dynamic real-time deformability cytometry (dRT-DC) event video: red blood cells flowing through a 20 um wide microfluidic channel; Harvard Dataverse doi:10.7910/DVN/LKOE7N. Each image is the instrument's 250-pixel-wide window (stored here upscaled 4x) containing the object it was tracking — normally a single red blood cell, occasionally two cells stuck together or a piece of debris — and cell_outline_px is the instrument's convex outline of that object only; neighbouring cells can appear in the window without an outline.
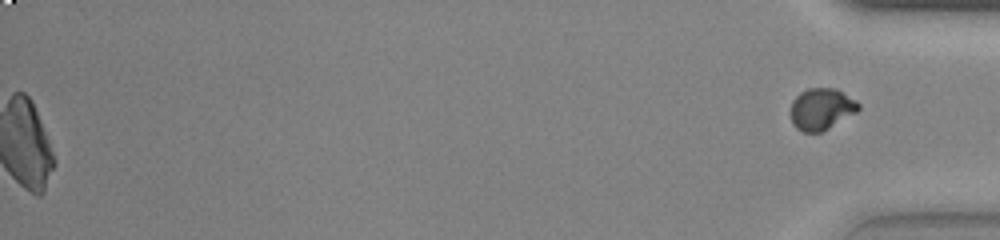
{"species": "common noctule bat (a hibernating species)", "species_latin": "Nyctalus noctula", "temperature_condition": "warm", "stored_images_in_passage": 54, "segment_of_instrument_passage": [2, 2], "camera_frame_rate_fps": 3000, "um_per_image_px": 0.085, "animal": {"sex": "female", "body_mass_g": 23.0, "forearm_length_mm": 53.4}, "frame": {"image": 1, "passage_image": 54, "time_ms": 17.667, "image_size_px": [1000, 240], "cell_outline_px": [[860, 108], [856, 112], [828, 128], [820, 132], [804, 132], [796, 128], [792, 124], [792, 100], [800, 92], [808, 88], [836, 88], [856, 100], [860, 104]], "centroid_in_image_um": [69.82, 9.25], "position_along_channel_um": 365.4, "area_um2": 16.3}}